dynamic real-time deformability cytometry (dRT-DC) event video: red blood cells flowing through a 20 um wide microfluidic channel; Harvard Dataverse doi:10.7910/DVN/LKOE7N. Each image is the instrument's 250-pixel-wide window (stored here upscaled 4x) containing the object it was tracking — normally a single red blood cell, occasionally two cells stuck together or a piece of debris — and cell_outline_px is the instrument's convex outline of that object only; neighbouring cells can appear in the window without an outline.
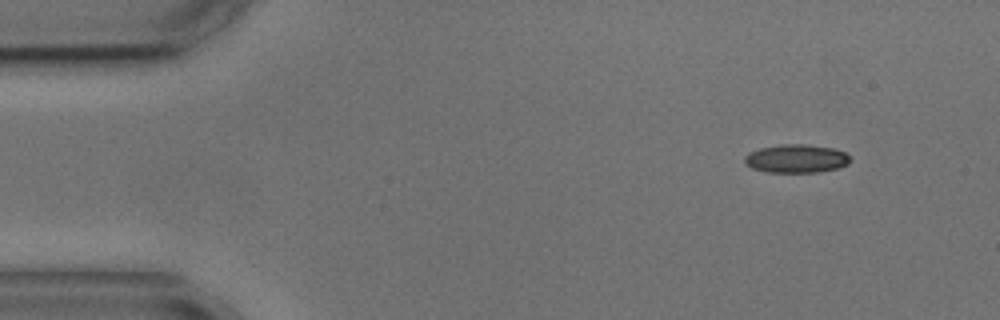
{"species": "common noctule bat (a hibernating species)", "species_latin": "Nyctalus noctula", "temperature_condition": "cold", "stored_images_in_passage": 3, "camera_frame_rate_fps": 3000, "um_per_image_px": 0.085, "animal": {"sex": "male", "body_mass_g": 17.9, "forearm_length_mm": 54.2}, "frame": {"image": 1, "passage_image": 1, "time_ms": 0.0, "image_size_px": [1000, 320], "cell_outline_px": [[852, 160], [848, 164], [840, 168], [820, 172], [768, 172], [752, 168], [744, 164], [744, 156], [748, 152], [760, 148], [784, 144], [804, 144], [832, 148], [844, 152]], "centroid_in_image_um": [67.68, 13.49], "position_along_channel_um": 17.3, "area_um2": 17.57}}